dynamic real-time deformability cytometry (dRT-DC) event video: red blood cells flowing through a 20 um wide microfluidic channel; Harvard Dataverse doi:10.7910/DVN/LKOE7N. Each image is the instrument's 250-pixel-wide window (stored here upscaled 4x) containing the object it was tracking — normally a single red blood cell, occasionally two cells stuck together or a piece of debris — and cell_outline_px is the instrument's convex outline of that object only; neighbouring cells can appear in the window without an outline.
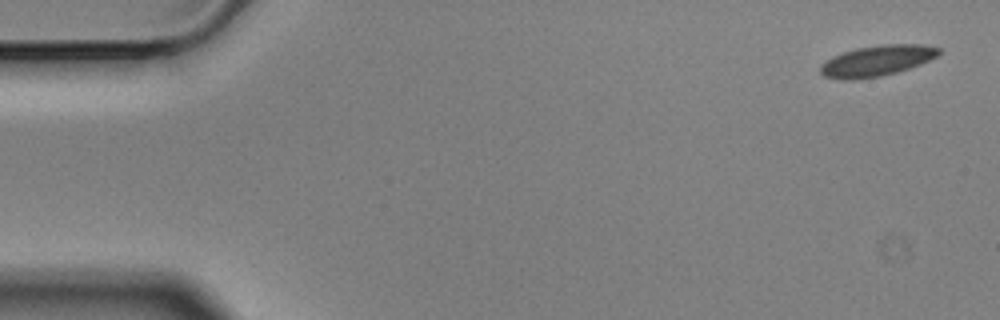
{"species": "Egyptian fruit bat (a non-hibernating species)", "species_latin": "Rousettus aegyptiacus", "temperature_condition": "cold", "stored_images_in_passage": 4, "camera_frame_rate_fps": 3000, "um_per_image_px": 0.085, "animal": {"sex": "male"}, "frame": {"image": 1, "passage_image": 1, "time_ms": 0.0, "image_size_px": [1000, 320], "cell_outline_px": [[940, 52], [936, 56], [920, 64], [896, 72], [880, 76], [852, 80], [840, 80], [824, 76], [820, 72], [820, 68], [832, 56], [856, 48], [884, 44], [924, 44], [940, 48]], "centroid_in_image_um": [74.53, 5.16], "position_along_channel_um": 10.5, "area_um2": 20.98}}
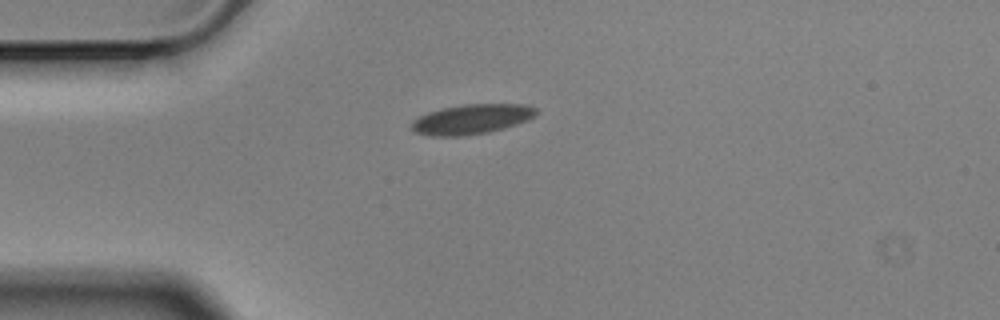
{"frame": {"image": 2, "passage_image": 4, "time_ms": 1.0, "image_size_px": [1000, 320], "cell_outline_px": [[536, 112], [528, 120], [504, 128], [488, 132], [464, 136], [432, 136], [416, 132], [412, 128], [412, 120], [428, 112], [444, 108], [464, 104], [528, 104], [536, 108]], "centroid_in_image_um": [40.09, 10.13], "position_along_channel_um": 44.9, "area_um2": 21.5}}